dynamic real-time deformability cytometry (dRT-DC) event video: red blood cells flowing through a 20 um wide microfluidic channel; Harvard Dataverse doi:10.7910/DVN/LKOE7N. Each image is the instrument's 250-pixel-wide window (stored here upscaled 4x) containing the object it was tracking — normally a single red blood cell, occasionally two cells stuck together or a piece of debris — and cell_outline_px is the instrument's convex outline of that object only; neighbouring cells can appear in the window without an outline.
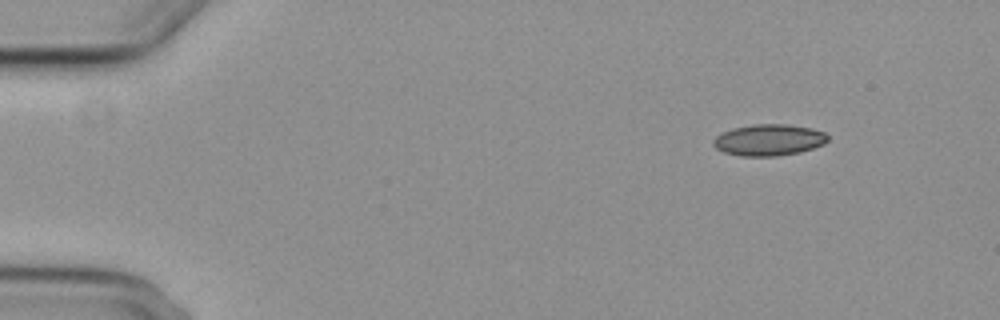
{"species": "common noctule bat (a hibernating species)", "species_latin": "Nyctalus noctula", "temperature_condition": "cold", "stored_images_in_passage": 3, "camera_frame_rate_fps": 3000, "um_per_image_px": 0.085, "animal": {"sex": "female", "body_mass_g": 29.2, "forearm_length_mm": 56.3}, "frame": {"image": 1, "passage_image": 1, "time_ms": 0.0, "image_size_px": [1000, 320], "cell_outline_px": [[828, 140], [824, 144], [800, 152], [776, 156], [740, 156], [724, 152], [716, 148], [712, 144], [712, 140], [716, 136], [732, 128], [756, 124], [788, 124], [812, 128], [824, 132], [828, 136]], "centroid_in_image_um": [65.35, 11.89], "position_along_channel_um": 19.7, "area_um2": 20.98}}